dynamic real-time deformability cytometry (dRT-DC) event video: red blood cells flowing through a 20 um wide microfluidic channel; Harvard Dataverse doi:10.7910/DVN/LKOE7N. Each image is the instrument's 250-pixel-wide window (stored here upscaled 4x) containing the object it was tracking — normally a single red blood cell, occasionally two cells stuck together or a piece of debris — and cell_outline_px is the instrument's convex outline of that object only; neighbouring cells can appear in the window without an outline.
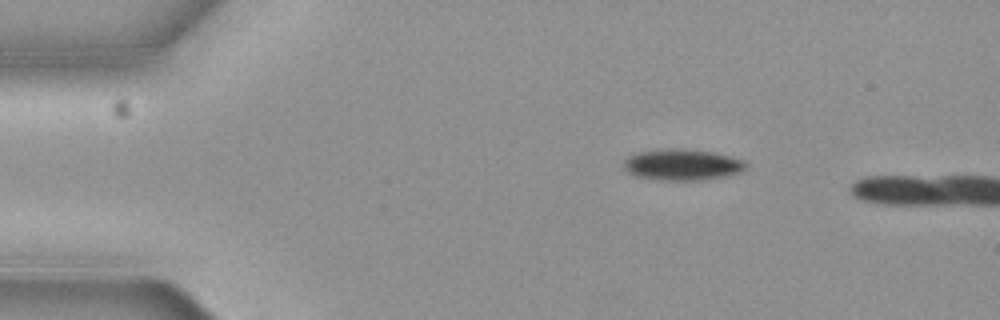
{"species": "common noctule bat (a hibernating species)", "species_latin": "Nyctalus noctula", "temperature_condition": "cold", "stored_images_in_passage": 2, "camera_frame_rate_fps": 3000, "um_per_image_px": 0.085, "animal": {"sex": "female", "body_mass_g": 19.3, "forearm_length_mm": 54.1}, "frame": {"image": 1, "passage_image": 1, "time_ms": 0.0, "image_size_px": [1000, 320], "cell_outline_px": [[748, 168], [744, 172], [728, 176], [704, 180], [660, 180], [632, 176], [624, 168], [624, 160], [628, 156], [640, 152], [676, 148], [712, 152], [744, 160], [748, 164]], "centroid_in_image_um": [58.04, 14.02], "position_along_channel_um": 27.0, "area_um2": 22.37}}